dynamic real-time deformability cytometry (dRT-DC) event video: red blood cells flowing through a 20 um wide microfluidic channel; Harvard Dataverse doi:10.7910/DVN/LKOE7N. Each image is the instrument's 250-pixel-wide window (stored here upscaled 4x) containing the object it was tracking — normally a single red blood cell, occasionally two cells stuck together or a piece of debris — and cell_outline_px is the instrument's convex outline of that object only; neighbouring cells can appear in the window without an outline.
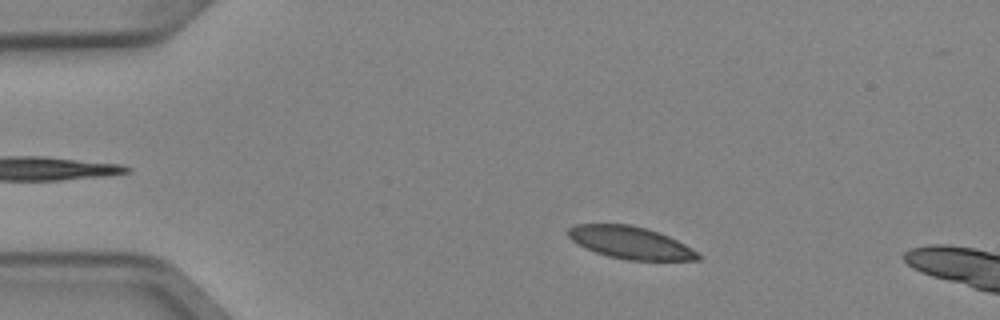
{"species": "Egyptian fruit bat (a non-hibernating species)", "species_latin": "Rousettus aegyptiacus", "temperature_condition": "cold", "stored_images_in_passage": 4, "camera_frame_rate_fps": 3000, "um_per_image_px": 0.085, "animal": {"sex": "female"}, "frame": {"image": 1, "passage_image": 2, "time_ms": 0.333, "image_size_px": [1000, 320], "cell_outline_px": [[700, 260], [624, 260], [608, 256], [596, 252], [572, 240], [568, 236], [568, 228], [576, 224], [628, 224], [660, 232], [692, 248], [700, 256]], "centroid_in_image_um": [53.59, 20.62], "position_along_channel_um": 31.4, "area_um2": 24.16}}